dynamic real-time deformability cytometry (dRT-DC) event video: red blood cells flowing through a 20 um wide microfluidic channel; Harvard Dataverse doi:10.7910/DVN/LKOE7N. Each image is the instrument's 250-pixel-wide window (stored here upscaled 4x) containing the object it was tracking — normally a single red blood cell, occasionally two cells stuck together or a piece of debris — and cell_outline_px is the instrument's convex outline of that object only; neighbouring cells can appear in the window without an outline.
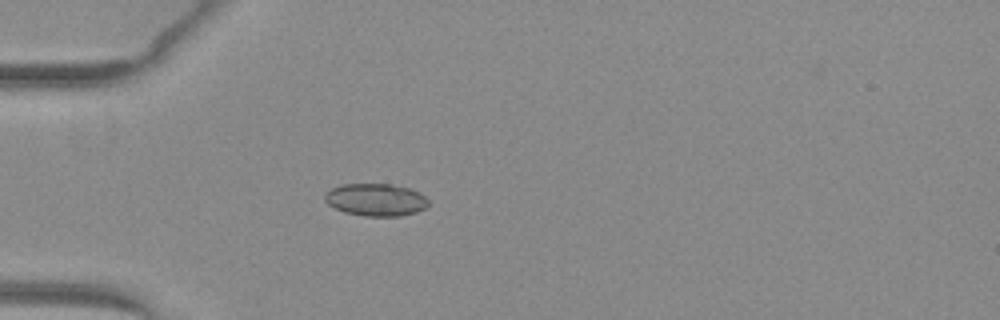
{"species": "common noctule bat (a hibernating species)", "species_latin": "Nyctalus noctula", "temperature_condition": "warm", "stored_images_in_passage": 49, "camera_frame_rate_fps": 3000, "um_per_image_px": 0.085, "animal": {"sex": "female", "body_mass_g": 29.2, "forearm_length_mm": 56.3}, "frame": {"image": 1, "passage_image": 13, "time_ms": 4.0, "image_size_px": [1000, 320], "cell_outline_px": [[428, 204], [424, 208], [416, 212], [400, 216], [364, 216], [344, 212], [328, 204], [324, 200], [324, 196], [332, 188], [344, 184], [392, 184], [408, 188], [420, 192], [428, 200]], "centroid_in_image_um": [31.95, 16.98], "position_along_channel_um": 53.1, "area_um2": 19.48}}
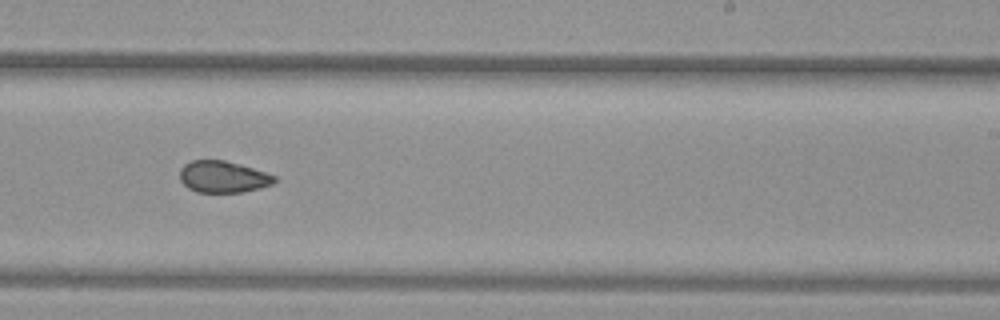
{"frame": {"image": 2, "passage_image": 30, "time_ms": 9.667, "image_size_px": [1000, 320], "cell_outline_px": [[276, 180], [272, 184], [260, 188], [244, 192], [196, 192], [188, 188], [180, 180], [180, 168], [184, 164], [192, 160], [224, 160], [240, 164], [276, 176]], "centroid_in_image_um": [18.94, 15.03], "position_along_channel_um": 270.1, "area_um2": 17.46}}
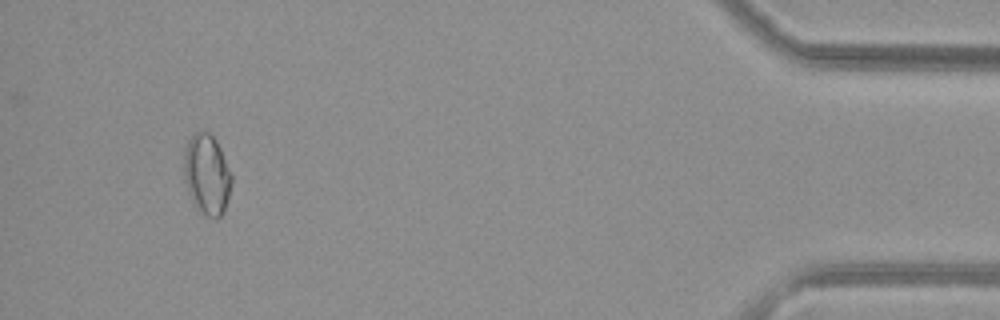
{"frame": {"image": 3, "passage_image": 46, "time_ms": 15.0, "image_size_px": [1000, 320], "cell_outline_px": [[232, 180], [224, 212], [216, 220], [200, 212], [196, 208], [188, 192], [184, 180], [184, 152], [188, 140], [196, 132], [208, 132], [216, 140], [232, 172]], "centroid_in_image_um": [17.59, 14.85], "position_along_channel_um": 417.6, "area_um2": 22.37}, "authors_computed_cell_mechanics": {"area_um2": 18.785, "velocity_mm_per_s": 4.0444, "shape_relaxation_time_tau1_ms": null, "shape_relaxation_time_tau2_ms": 2.5753, "deformation_change_tau1": null, "deformation_change_tau2": 0.0746}}